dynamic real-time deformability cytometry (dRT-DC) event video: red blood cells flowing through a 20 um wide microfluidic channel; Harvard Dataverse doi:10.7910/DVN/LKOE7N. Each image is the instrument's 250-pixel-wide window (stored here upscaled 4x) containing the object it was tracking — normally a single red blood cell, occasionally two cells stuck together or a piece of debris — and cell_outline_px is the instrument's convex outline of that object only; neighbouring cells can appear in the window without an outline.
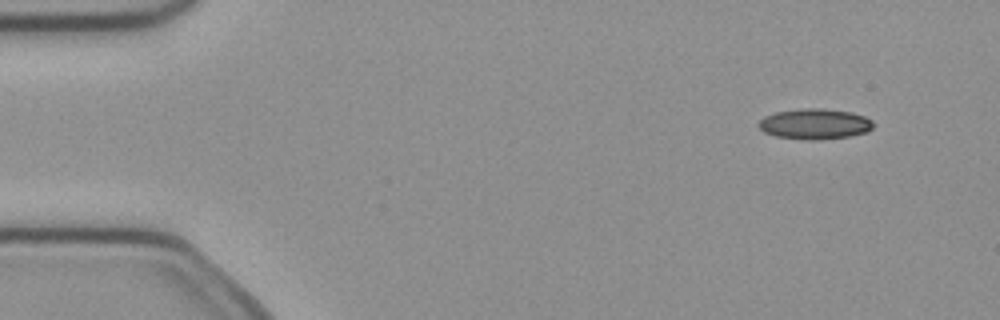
{"species": "common noctule bat (a hibernating species)", "species_latin": "Nyctalus noctula", "temperature_condition": "cold", "stored_images_in_passage": 4, "camera_frame_rate_fps": 3000, "um_per_image_px": 0.085, "animal": {"sex": "female", "body_mass_g": 21.9}, "frame": {"image": 1, "passage_image": 1, "time_ms": 0.0, "image_size_px": [1000, 320], "cell_outline_px": [[872, 128], [868, 132], [852, 136], [820, 140], [808, 140], [776, 136], [764, 132], [756, 124], [764, 116], [776, 112], [800, 108], [820, 108], [852, 112], [864, 116], [872, 120]], "centroid_in_image_um": [69.26, 10.54], "position_along_channel_um": 15.7, "area_um2": 20.58}}